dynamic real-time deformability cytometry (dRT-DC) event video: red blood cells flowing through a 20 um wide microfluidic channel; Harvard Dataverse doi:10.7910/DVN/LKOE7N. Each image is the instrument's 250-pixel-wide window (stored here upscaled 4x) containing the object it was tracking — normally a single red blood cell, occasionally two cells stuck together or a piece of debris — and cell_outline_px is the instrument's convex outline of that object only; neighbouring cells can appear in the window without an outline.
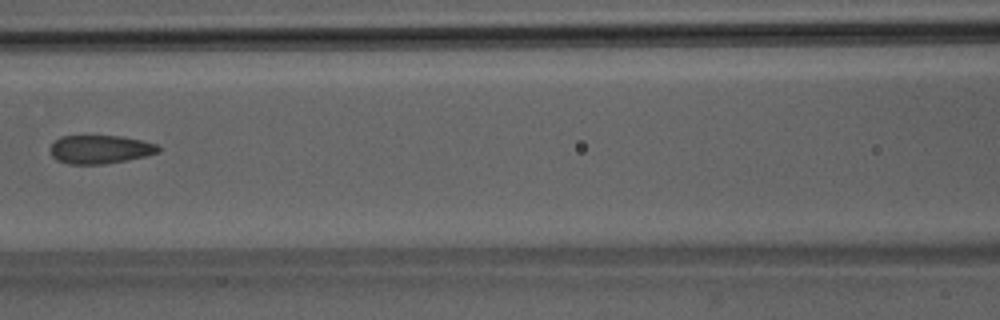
{"species": "Egyptian fruit bat (a non-hibernating species)", "species_latin": "Rousettus aegyptiacus", "temperature_condition": "room temperature", "stored_images_in_passage": 3, "camera_frame_rate_fps": 3000, "um_per_image_px": 0.085, "animal": {"sex": "male"}, "frame": {"image": 1, "passage_image": 3, "time_ms": 2.0, "image_size_px": [1000, 320], "cell_outline_px": [[160, 152], [144, 156], [104, 164], [72, 164], [56, 160], [52, 156], [52, 144], [60, 136], [124, 136], [156, 144], [160, 148]], "centroid_in_image_um": [8.52, 12.69], "position_along_channel_um": 158.1, "area_um2": 17.69}}